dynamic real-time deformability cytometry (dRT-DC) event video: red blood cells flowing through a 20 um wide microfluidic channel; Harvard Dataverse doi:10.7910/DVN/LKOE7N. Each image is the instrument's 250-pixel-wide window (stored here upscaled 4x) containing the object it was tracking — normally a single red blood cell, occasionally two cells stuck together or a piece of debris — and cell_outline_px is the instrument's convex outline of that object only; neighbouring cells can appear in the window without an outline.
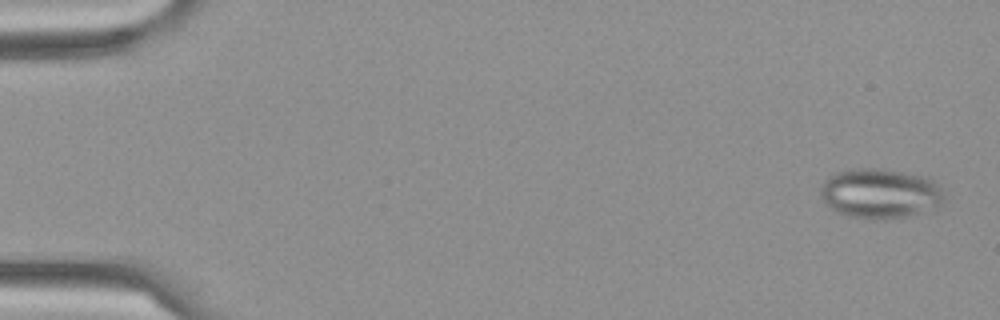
{"species": "Egyptian fruit bat (a non-hibernating species)", "species_latin": "Rousettus aegyptiacus", "temperature_condition": "cold", "stored_images_in_passage": 9, "camera_frame_rate_fps": 3000, "um_per_image_px": 0.085, "frame": {"image": 1, "passage_image": 1, "time_ms": 0.0, "image_size_px": [1000, 320], "cell_outline_px": [[944, 200], [932, 212], [904, 216], [852, 216], [840, 212], [832, 208], [820, 196], [820, 192], [824, 180], [836, 172], [864, 168], [880, 168], [920, 176], [932, 180], [940, 188], [944, 196]], "centroid_in_image_um": [74.85, 16.41], "position_along_channel_um": 10.2, "area_um2": 34.74}}